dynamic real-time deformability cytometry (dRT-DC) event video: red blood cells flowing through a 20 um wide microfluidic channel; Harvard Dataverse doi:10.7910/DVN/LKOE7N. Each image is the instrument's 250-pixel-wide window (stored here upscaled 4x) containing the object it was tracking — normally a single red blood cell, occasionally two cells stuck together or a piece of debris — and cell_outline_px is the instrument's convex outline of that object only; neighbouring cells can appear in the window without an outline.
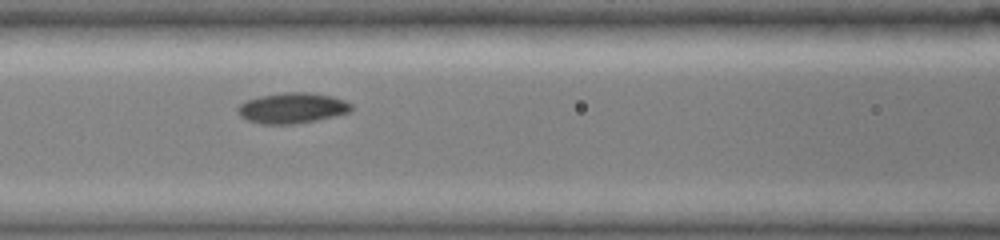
{"species": "common noctule bat (a hibernating species)", "species_latin": "Nyctalus noctula", "temperature_condition": "cold", "stored_images_in_passage": 5, "segment_of_instrument_passage": [1, 2], "camera_frame_rate_fps": 3000, "um_per_image_px": 0.085, "animal": {"sex": "female", "body_mass_g": 19.0, "forearm_length_mm": 51.5}, "frame": {"image": 1, "passage_image": 3, "time_ms": 1.667, "image_size_px": [1000, 240], "cell_outline_px": [[352, 108], [348, 112], [316, 120], [292, 124], [264, 124], [248, 120], [240, 116], [236, 112], [236, 108], [244, 100], [260, 96], [284, 92], [308, 92], [332, 96], [344, 100], [352, 104]], "centroid_in_image_um": [24.79, 9.17], "position_along_channel_um": 141.8, "area_um2": 20.17}}
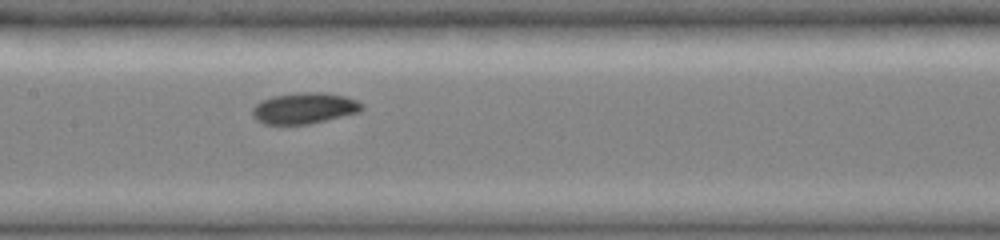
{"frame": {"image": 2, "passage_image": 4, "time_ms": 2.667, "image_size_px": [1000, 240], "cell_outline_px": [[364, 108], [360, 112], [308, 124], [264, 124], [256, 120], [252, 112], [252, 108], [260, 100], [272, 96], [304, 92], [324, 92], [344, 96], [356, 100]], "centroid_in_image_um": [25.84, 9.19], "position_along_channel_um": 181.6, "area_um2": 19.71}}